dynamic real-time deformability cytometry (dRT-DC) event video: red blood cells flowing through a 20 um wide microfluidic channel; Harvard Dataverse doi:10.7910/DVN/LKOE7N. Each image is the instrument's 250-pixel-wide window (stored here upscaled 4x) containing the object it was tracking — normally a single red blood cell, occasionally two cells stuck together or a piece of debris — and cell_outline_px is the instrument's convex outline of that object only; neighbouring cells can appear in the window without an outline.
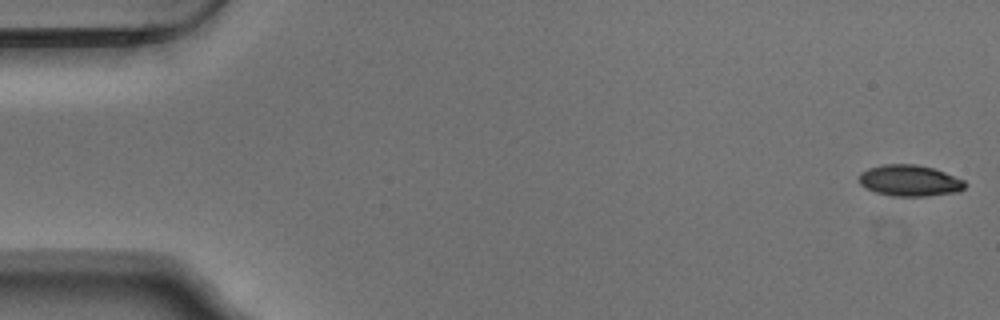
{"species": "Egyptian fruit bat (a non-hibernating species)", "species_latin": "Rousettus aegyptiacus", "temperature_condition": "warm", "stored_images_in_passage": 54, "camera_frame_rate_fps": 3000, "um_per_image_px": 0.085, "animal": {"sex": "male"}, "frame": {"image": 1, "passage_image": 1, "time_ms": 0.0, "image_size_px": [1000, 320], "cell_outline_px": [[968, 184], [964, 188], [956, 192], [924, 196], [892, 196], [876, 192], [860, 184], [860, 172], [868, 168], [884, 164], [916, 164], [936, 168], [964, 180]], "centroid_in_image_um": [77.35, 15.34], "position_along_channel_um": 7.7, "area_um2": 19.31}}
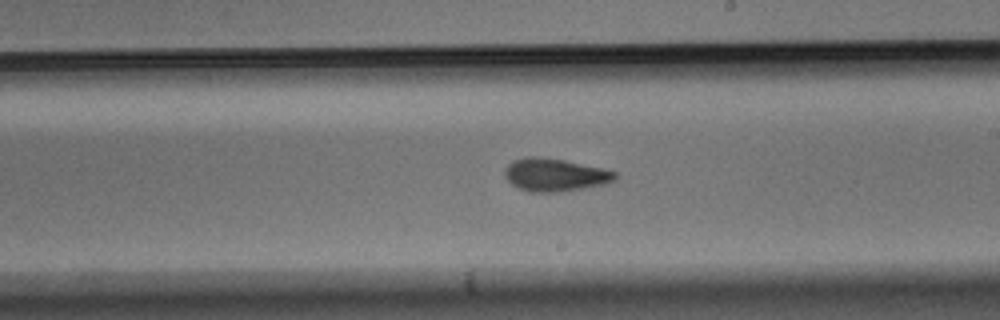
{"frame": {"image": 2, "passage_image": 31, "time_ms": 10.0, "image_size_px": [1000, 320], "cell_outline_px": [[616, 180], [604, 184], [560, 192], [528, 192], [512, 184], [504, 176], [504, 168], [512, 160], [528, 156], [540, 156], [564, 160], [604, 168], [616, 172]], "centroid_in_image_um": [47.15, 14.85], "position_along_channel_um": 241.9, "area_um2": 21.27}}
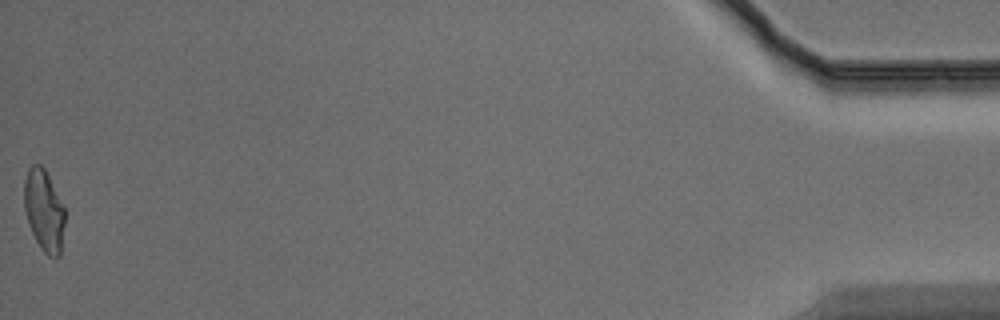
{"frame": {"image": 3, "passage_image": 54, "time_ms": 17.667, "image_size_px": [1000, 320], "cell_outline_px": [[64, 224], [60, 256], [56, 260], [48, 256], [44, 252], [36, 240], [28, 224], [24, 208], [24, 180], [28, 168], [32, 164], [40, 164], [44, 168], [64, 208]], "centroid_in_image_um": [3.72, 17.92], "position_along_channel_um": 431.5, "area_um2": 19.25}, "authors_computed_cell_mechanics": {"area_um2": 20.1433, "velocity_mm_per_s": 3.7432, "shape_relaxation_time_tau1_ms": 7.9487, "shape_relaxation_time_tau2_ms": 1.5917, "deformation_change_tau1": 0.1977, "deformation_change_tau2": 0.0723}}